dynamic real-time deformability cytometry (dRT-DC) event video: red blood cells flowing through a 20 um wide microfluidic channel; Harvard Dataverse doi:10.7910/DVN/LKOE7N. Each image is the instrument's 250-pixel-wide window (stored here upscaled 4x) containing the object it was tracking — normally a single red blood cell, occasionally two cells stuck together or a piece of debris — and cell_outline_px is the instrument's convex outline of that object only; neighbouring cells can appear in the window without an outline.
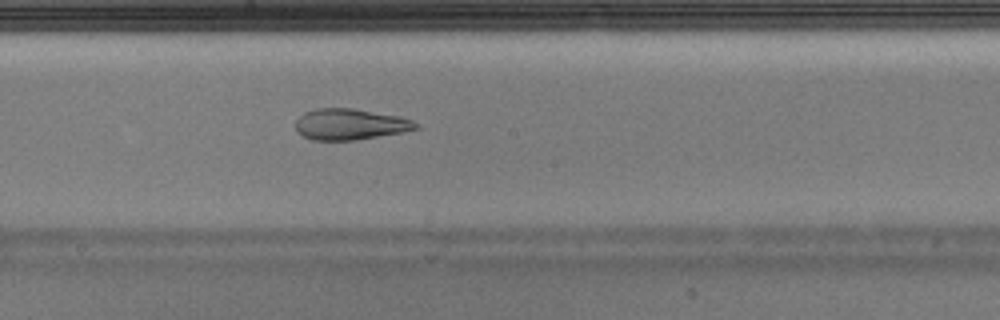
{"species": "Egyptian fruit bat (a non-hibernating species)", "species_latin": "Rousettus aegyptiacus", "temperature_condition": "warm", "stored_images_in_passage": 35, "camera_frame_rate_fps": 3000, "um_per_image_px": 0.085, "animal": {"sex": "male"}, "frame": {"image": 1, "passage_image": 16, "time_ms": 5.0, "image_size_px": [1000, 320], "cell_outline_px": [[420, 128], [404, 132], [356, 140], [312, 140], [296, 132], [296, 120], [304, 112], [316, 108], [352, 108], [400, 116], [412, 120], [420, 124]], "centroid_in_image_um": [29.78, 10.56], "position_along_channel_um": 218.4, "area_um2": 21.96}}